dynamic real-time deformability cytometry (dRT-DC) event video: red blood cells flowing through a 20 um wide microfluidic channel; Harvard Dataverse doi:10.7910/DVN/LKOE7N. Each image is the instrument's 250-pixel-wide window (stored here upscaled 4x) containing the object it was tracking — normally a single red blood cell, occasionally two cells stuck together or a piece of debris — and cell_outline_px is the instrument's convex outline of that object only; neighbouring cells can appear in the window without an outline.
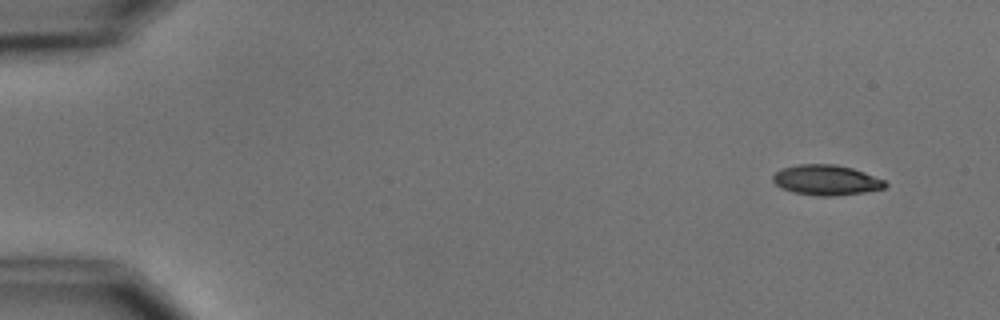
{"species": "common noctule bat (a hibernating species)", "species_latin": "Nyctalus noctula", "temperature_condition": "cold", "stored_images_in_passage": 5, "camera_frame_rate_fps": 3000, "um_per_image_px": 0.085, "animal": {"sex": "male", "body_mass_g": 15.6}, "frame": {"image": 1, "passage_image": 1, "time_ms": 0.0, "image_size_px": [1000, 320], "cell_outline_px": [[888, 184], [884, 188], [864, 192], [836, 196], [820, 196], [796, 192], [780, 188], [772, 180], [772, 176], [776, 172], [784, 168], [796, 164], [836, 164], [852, 168], [864, 172], [884, 180]], "centroid_in_image_um": [70.23, 15.3], "position_along_channel_um": 14.8, "area_um2": 19.71}}
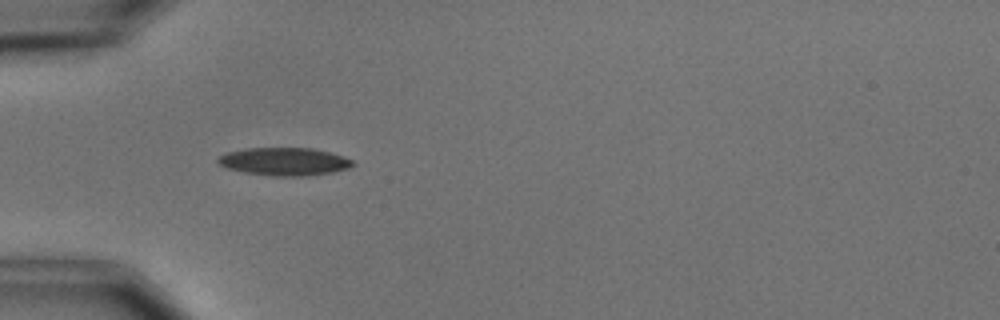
{"frame": {"image": 2, "passage_image": 4, "time_ms": 4.333, "image_size_px": [1000, 320], "cell_outline_px": [[356, 164], [348, 168], [332, 172], [300, 176], [276, 176], [244, 172], [228, 168], [220, 164], [216, 160], [220, 156], [228, 152], [248, 148], [312, 148], [344, 156], [352, 160]], "centroid_in_image_um": [24.19, 13.72], "position_along_channel_um": 60.8, "area_um2": 21.62}}